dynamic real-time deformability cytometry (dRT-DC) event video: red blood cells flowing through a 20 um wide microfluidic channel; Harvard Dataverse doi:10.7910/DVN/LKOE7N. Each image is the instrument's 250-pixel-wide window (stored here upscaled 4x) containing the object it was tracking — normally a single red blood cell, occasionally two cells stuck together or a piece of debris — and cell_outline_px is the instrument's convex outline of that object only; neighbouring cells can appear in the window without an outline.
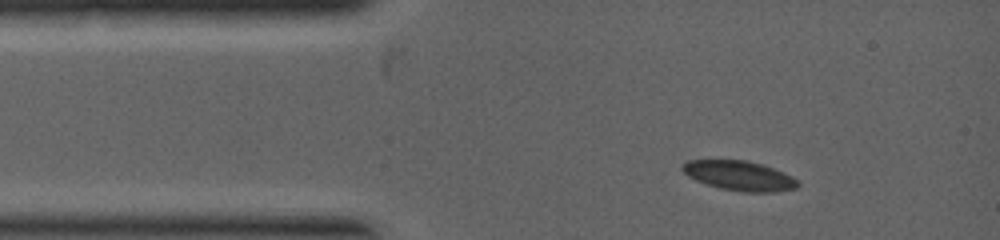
{"species": "common noctule bat (a hibernating species)", "species_latin": "Nyctalus noctula", "temperature_condition": "warm", "stored_images_in_passage": 20, "camera_frame_rate_fps": 5000, "um_per_image_px": 0.085, "animal": {"sex": "female", "body_mass_g": 19.0, "forearm_length_mm": 53.3}, "frame": {"image": 1, "passage_image": 1, "time_ms": 0.0, "image_size_px": [1000, 240], "cell_outline_px": [[800, 184], [796, 188], [776, 192], [744, 192], [720, 188], [696, 180], [688, 176], [680, 168], [680, 164], [688, 160], [744, 160], [760, 164], [772, 168], [792, 176], [800, 180]], "centroid_in_image_um": [62.85, 14.94], "position_along_channel_um": 22.2, "area_um2": 19.94}}
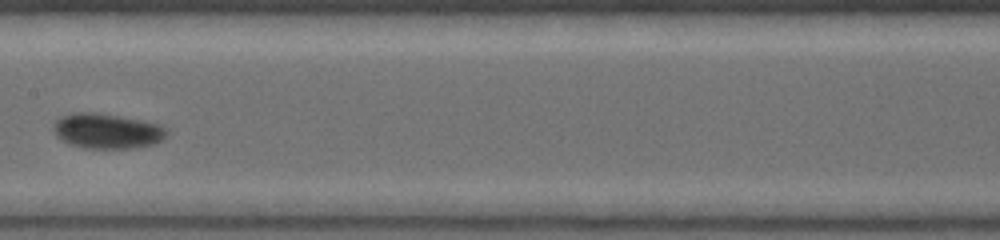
{"frame": {"image": 2, "passage_image": 9, "time_ms": 3.0, "image_size_px": [1000, 240], "cell_outline_px": [[168, 128], [164, 136], [160, 140], [152, 144], [136, 148], [84, 148], [68, 144], [56, 136], [52, 128], [56, 120], [72, 112], [96, 112], [120, 116], [140, 120], [156, 124]], "centroid_in_image_um": [9.05, 11.13], "position_along_channel_um": 198.4, "area_um2": 23.06}}
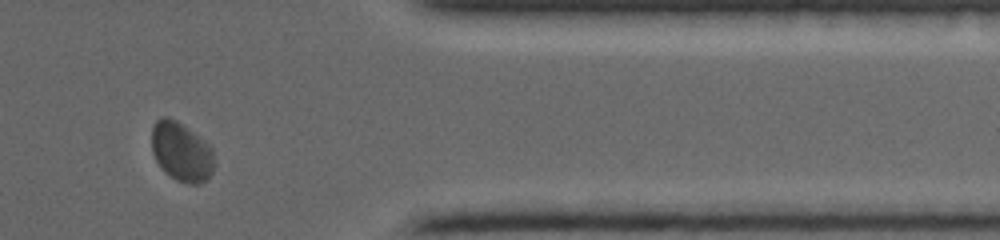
{"frame": {"image": 3, "passage_image": 17, "time_ms": 6.0, "image_size_px": [1000, 240], "cell_outline_px": [[212, 172], [204, 180], [196, 184], [188, 184], [176, 180], [164, 172], [160, 168], [152, 152], [152, 124], [160, 116], [168, 116], [176, 120], [208, 144], [212, 148]], "centroid_in_image_um": [15.35, 12.88], "position_along_channel_um": 396.0, "area_um2": 21.33}}